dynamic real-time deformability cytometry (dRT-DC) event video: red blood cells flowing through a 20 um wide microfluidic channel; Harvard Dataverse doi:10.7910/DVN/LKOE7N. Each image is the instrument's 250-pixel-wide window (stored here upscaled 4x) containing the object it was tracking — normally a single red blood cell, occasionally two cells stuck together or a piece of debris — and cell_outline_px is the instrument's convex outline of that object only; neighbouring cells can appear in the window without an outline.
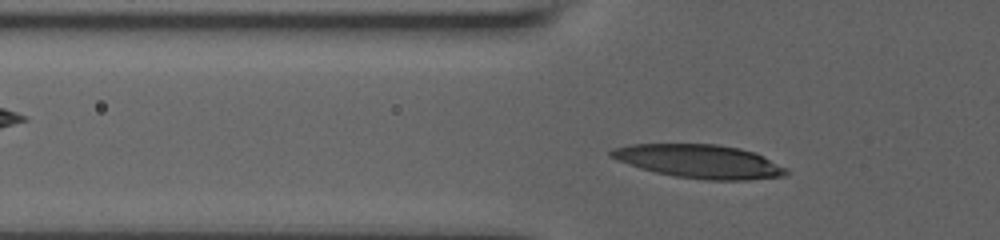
{"species": "human", "species_latin": "Homo sapiens", "temperature_condition": "room temperature", "stored_images_in_passage": 33, "camera_frame_rate_fps": 3000, "um_per_image_px": 0.085, "donor": {"sex": "male"}, "frame": {"image": 1, "passage_image": 3, "time_ms": 0.667, "image_size_px": [1000, 240], "cell_outline_px": [[788, 172], [784, 176], [748, 180], [704, 180], [676, 176], [656, 172], [640, 168], [616, 160], [608, 156], [608, 152], [612, 148], [628, 144], [716, 144], [740, 148], [756, 152], [788, 168]], "centroid_in_image_um": [59.45, 13.71], "position_along_channel_um": 66.4, "area_um2": 34.51}}
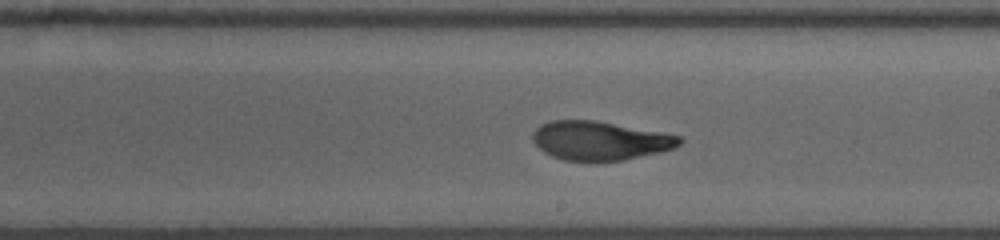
{"frame": {"image": 2, "passage_image": 17, "time_ms": 5.333, "image_size_px": [1000, 240], "cell_outline_px": [[684, 140], [676, 148], [660, 152], [624, 160], [596, 164], [564, 160], [552, 156], [544, 152], [532, 140], [532, 132], [540, 124], [552, 120], [596, 120], [660, 132], [680, 136]], "centroid_in_image_um": [50.98, 11.99], "position_along_channel_um": 238.0, "area_um2": 33.99}}
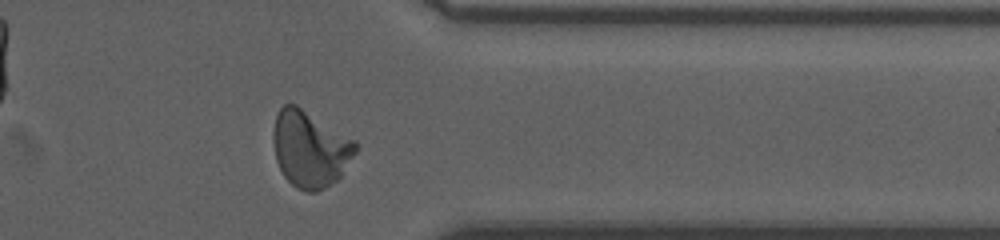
{"frame": {"image": 3, "passage_image": 29, "time_ms": 9.333, "image_size_px": [1000, 240], "cell_outline_px": [[356, 152], [340, 176], [336, 180], [324, 188], [316, 192], [308, 192], [296, 188], [284, 176], [276, 160], [272, 140], [272, 132], [276, 116], [280, 108], [284, 104], [296, 104], [356, 140]], "centroid_in_image_um": [26.33, 12.64], "position_along_channel_um": 385.1, "area_um2": 36.65}, "authors_computed_cell_mechanics": {"area_um2": 34.1598, "velocity_mm_per_s": 3.7935, "shape_relaxation_time_tau1_ms": 6.4289, "shape_relaxation_time_tau2_ms": 1.3553, "deformation_change_tau1": 0.239, "deformation_change_tau2": 0.0823}}